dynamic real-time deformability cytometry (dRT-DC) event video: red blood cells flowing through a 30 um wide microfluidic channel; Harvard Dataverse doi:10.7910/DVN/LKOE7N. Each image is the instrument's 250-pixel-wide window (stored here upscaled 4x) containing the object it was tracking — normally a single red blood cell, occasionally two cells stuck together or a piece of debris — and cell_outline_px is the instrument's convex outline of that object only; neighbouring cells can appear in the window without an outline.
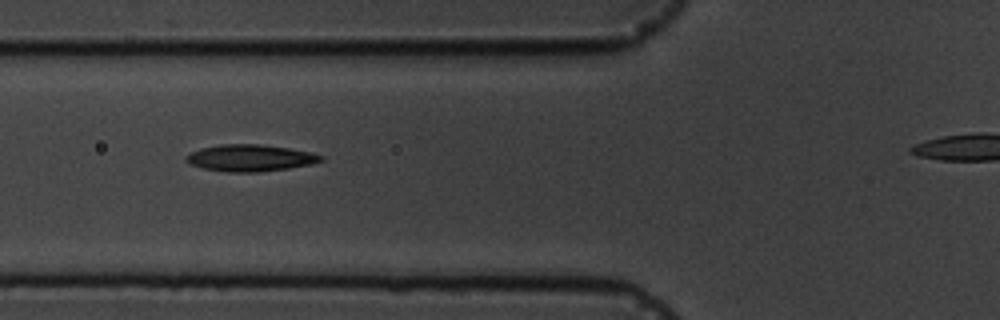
{"species": "common noctule bat (a hibernating species)", "species_latin": "Nyctalus noctula", "temperature_condition": "cold", "stored_images_in_passage": 6, "segment_of_instrument_passage": [1, 2], "camera_frame_rate_fps": 3000, "um_per_image_px": 0.085, "animal": {"sex": "male", "body_mass_g": 19.5, "forearm_length_mm": 54.6}, "frame": {"image": 1, "passage_image": 4, "time_ms": 3.333, "image_size_px": [1000, 320], "cell_outline_px": [[324, 160], [312, 164], [288, 168], [260, 172], [228, 172], [204, 168], [192, 164], [184, 160], [184, 156], [200, 148], [220, 144], [260, 144], [288, 148], [312, 152], [324, 156]], "centroid_in_image_um": [21.28, 13.42], "position_along_channel_um": 104.5, "area_um2": 21.04}}
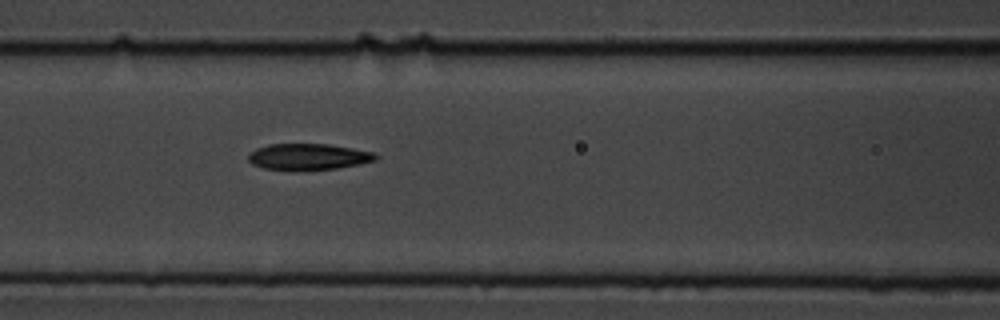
{"frame": {"image": 2, "passage_image": 5, "time_ms": 4.333, "image_size_px": [1000, 320], "cell_outline_px": [[380, 156], [376, 160], [360, 164], [336, 168], [264, 168], [252, 164], [248, 160], [248, 156], [256, 148], [268, 144], [328, 144], [352, 148], [372, 152]], "centroid_in_image_um": [26.24, 13.29], "position_along_channel_um": 140.4, "area_um2": 18.79}}